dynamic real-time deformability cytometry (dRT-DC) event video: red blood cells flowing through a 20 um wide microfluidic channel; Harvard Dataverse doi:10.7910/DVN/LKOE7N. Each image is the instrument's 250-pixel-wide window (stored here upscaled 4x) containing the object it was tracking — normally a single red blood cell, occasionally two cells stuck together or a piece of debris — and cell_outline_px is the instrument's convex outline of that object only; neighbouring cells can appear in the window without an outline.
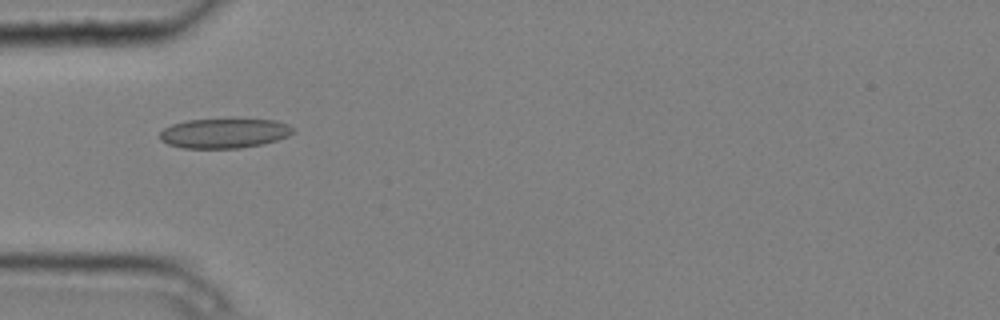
{"species": "common noctule bat (a hibernating species)", "species_latin": "Nyctalus noctula", "temperature_condition": "cold", "stored_images_in_passage": 9, "camera_frame_rate_fps": 3000, "um_per_image_px": 0.085, "animal": {"sex": "male", "body_mass_g": 20.4}, "frame": {"image": 1, "passage_image": 4, "time_ms": 1.0, "image_size_px": [1000, 320], "cell_outline_px": [[296, 132], [288, 136], [276, 140], [260, 144], [240, 148], [184, 148], [168, 144], [160, 140], [160, 132], [164, 128], [172, 124], [188, 120], [232, 116], [276, 120], [288, 124], [296, 128]], "centroid_in_image_um": [19.12, 11.27], "position_along_channel_um": 65.9, "area_um2": 24.16}}
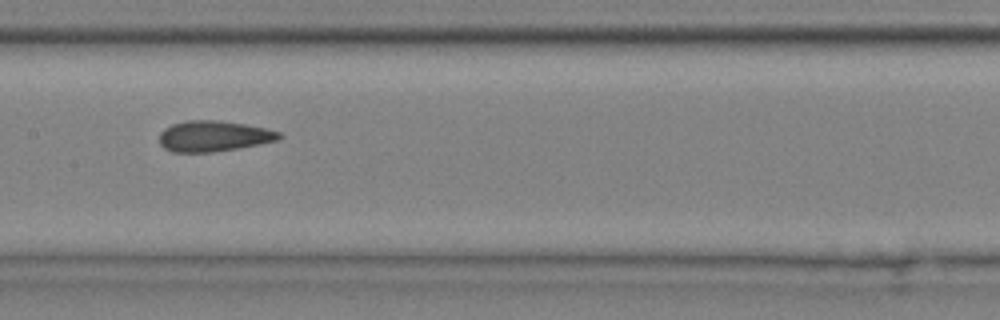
{"frame": {"image": 2, "passage_image": 7, "time_ms": 2.0, "image_size_px": [1000, 320], "cell_outline_px": [[284, 136], [276, 140], [260, 144], [212, 152], [172, 152], [164, 148], [160, 144], [160, 132], [164, 128], [172, 124], [188, 120], [220, 120], [268, 128], [280, 132]], "centroid_in_image_um": [18.16, 11.56], "position_along_channel_um": 189.2, "area_um2": 21.5}}
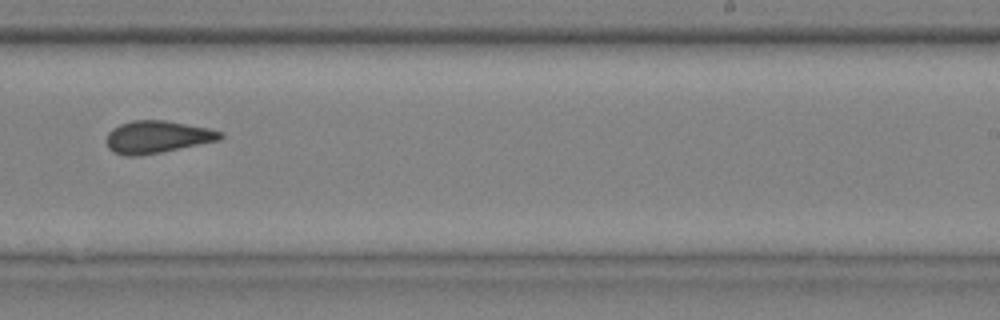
{"frame": {"image": 3, "passage_image": 9, "time_ms": 2.667, "image_size_px": [1000, 320], "cell_outline_px": [[224, 136], [220, 140], [140, 156], [124, 156], [112, 152], [108, 148], [108, 132], [112, 128], [120, 124], [132, 120], [164, 120], [208, 128], [224, 132]], "centroid_in_image_um": [13.36, 11.64], "position_along_channel_um": 275.6, "area_um2": 21.44}}